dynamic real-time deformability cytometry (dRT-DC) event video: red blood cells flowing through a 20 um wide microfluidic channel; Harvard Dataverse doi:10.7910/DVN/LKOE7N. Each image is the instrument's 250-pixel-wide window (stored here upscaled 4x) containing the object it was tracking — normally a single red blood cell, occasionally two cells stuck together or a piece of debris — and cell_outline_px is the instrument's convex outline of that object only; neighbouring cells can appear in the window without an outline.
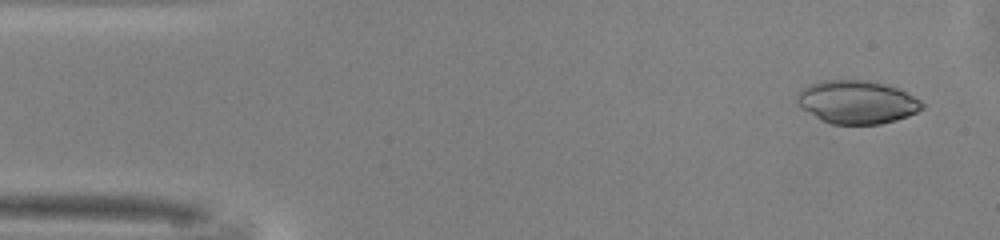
{"species": "common noctule bat (a hibernating species)", "species_latin": "Nyctalus noctula", "temperature_condition": "warm", "stored_images_in_passage": 47, "camera_frame_rate_fps": 3000, "um_per_image_px": 0.085, "animal": {"sex": "male", "body_mass_g": 13.0, "forearm_length_mm": 53.1}, "frame": {"image": 1, "passage_image": 2, "time_ms": 0.333, "image_size_px": [1000, 240], "cell_outline_px": [[924, 108], [908, 116], [896, 120], [880, 124], [832, 124], [820, 120], [800, 108], [796, 104], [796, 96], [800, 88], [808, 84], [820, 80], [864, 80], [884, 84], [896, 88], [920, 100], [924, 104]], "centroid_in_image_um": [72.76, 8.68], "position_along_channel_um": 12.2, "area_um2": 31.67}}
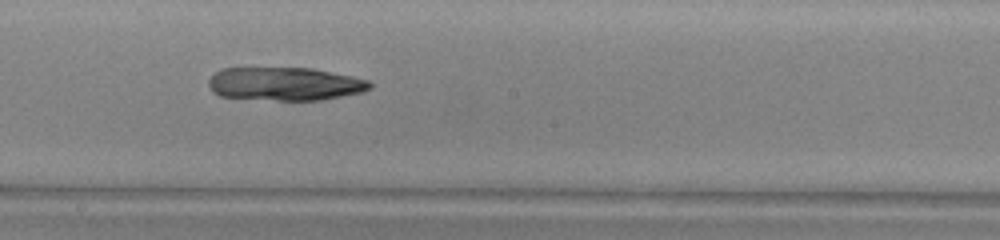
{"frame": {"image": 2, "passage_image": 25, "time_ms": 8.0, "image_size_px": [1000, 240], "cell_outline_px": [[372, 88], [360, 92], [320, 100], [276, 100], [220, 96], [212, 92], [208, 84], [208, 80], [216, 72], [224, 68], [312, 68], [352, 76], [368, 80], [372, 84]], "centroid_in_image_um": [24.21, 7.12], "position_along_channel_um": 224.0, "area_um2": 31.1}}